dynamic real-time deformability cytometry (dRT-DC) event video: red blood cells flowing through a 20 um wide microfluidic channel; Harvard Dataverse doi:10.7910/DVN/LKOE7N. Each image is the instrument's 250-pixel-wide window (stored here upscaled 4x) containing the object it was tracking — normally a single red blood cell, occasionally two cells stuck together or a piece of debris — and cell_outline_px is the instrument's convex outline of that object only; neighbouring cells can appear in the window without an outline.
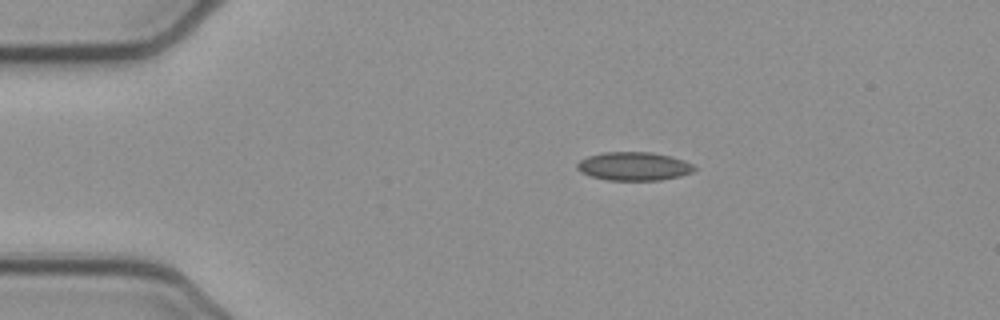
{"species": "common noctule bat (a hibernating species)", "species_latin": "Nyctalus noctula", "temperature_condition": "cold", "stored_images_in_passage": 7, "camera_frame_rate_fps": 3000, "um_per_image_px": 0.085, "animal": {"sex": "female", "body_mass_g": 21.9}, "frame": {"image": 1, "passage_image": 1, "time_ms": 0.0, "image_size_px": [1000, 320], "cell_outline_px": [[696, 168], [692, 172], [680, 176], [660, 180], [608, 180], [592, 176], [580, 172], [576, 168], [576, 164], [580, 160], [588, 156], [604, 152], [652, 152], [672, 156], [684, 160], [692, 164]], "centroid_in_image_um": [53.88, 14.13], "position_along_channel_um": 31.1, "area_um2": 19.48}}